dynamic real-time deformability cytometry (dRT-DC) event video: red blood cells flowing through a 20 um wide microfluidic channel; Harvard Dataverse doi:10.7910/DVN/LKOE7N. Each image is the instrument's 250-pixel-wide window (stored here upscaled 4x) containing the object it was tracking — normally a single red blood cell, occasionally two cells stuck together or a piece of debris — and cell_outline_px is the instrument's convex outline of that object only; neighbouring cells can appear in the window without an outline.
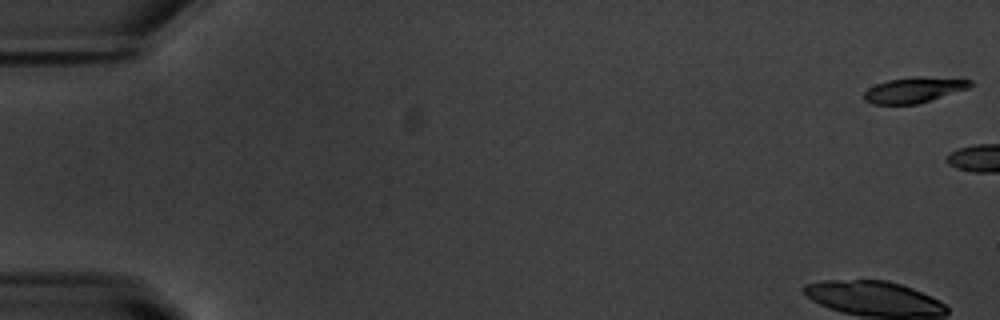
{"species": "common noctule bat (a hibernating species)", "species_latin": "Nyctalus noctula", "temperature_condition": "warm", "stored_images_in_passage": 54, "camera_frame_rate_fps": 3000, "um_per_image_px": 0.085, "animal": {"sex": "male", "body_mass_g": 20.1, "forearm_length_mm": 53.5}, "frame": {"image": 1, "passage_image": 1, "time_ms": 0.0, "image_size_px": [1000, 320], "cell_outline_px": [[972, 84], [968, 88], [916, 104], [872, 104], [864, 100], [864, 92], [868, 88], [876, 84], [888, 80], [912, 76], [920, 76], [972, 80]], "centroid_in_image_um": [77.64, 7.64], "position_along_channel_um": 7.4, "area_um2": 15.61}}